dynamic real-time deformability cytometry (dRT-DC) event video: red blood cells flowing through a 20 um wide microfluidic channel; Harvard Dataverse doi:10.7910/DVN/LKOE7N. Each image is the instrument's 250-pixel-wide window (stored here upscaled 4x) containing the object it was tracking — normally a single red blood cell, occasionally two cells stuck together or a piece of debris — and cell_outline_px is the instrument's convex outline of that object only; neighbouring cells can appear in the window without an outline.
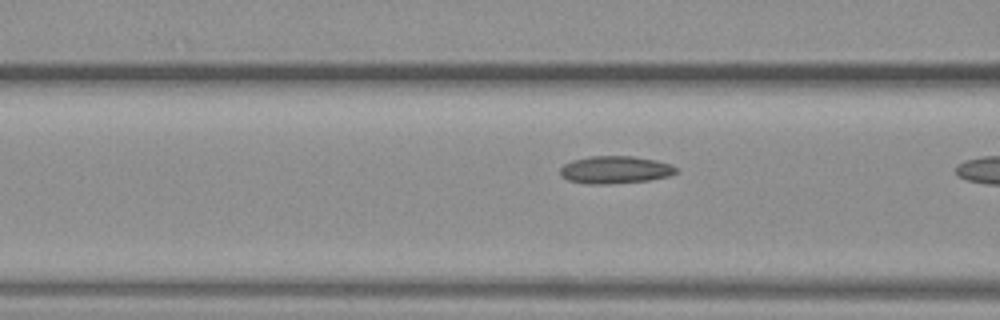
{"species": "common noctule bat (a hibernating species)", "species_latin": "Nyctalus noctula", "temperature_condition": "warm", "stored_images_in_passage": 19, "camera_frame_rate_fps": 3000, "um_per_image_px": 0.085, "animal": {"sex": "female", "body_mass_g": 19.3, "forearm_length_mm": 54.1}, "frame": {"image": 1, "passage_image": 18, "time_ms": 5.667, "image_size_px": [1000, 320], "cell_outline_px": [[676, 172], [668, 176], [648, 180], [608, 184], [584, 184], [568, 180], [560, 176], [560, 168], [564, 164], [572, 160], [592, 156], [632, 156], [656, 160], [672, 164], [676, 168]], "centroid_in_image_um": [52.25, 14.43], "position_along_channel_um": 114.4, "area_um2": 18.61}}